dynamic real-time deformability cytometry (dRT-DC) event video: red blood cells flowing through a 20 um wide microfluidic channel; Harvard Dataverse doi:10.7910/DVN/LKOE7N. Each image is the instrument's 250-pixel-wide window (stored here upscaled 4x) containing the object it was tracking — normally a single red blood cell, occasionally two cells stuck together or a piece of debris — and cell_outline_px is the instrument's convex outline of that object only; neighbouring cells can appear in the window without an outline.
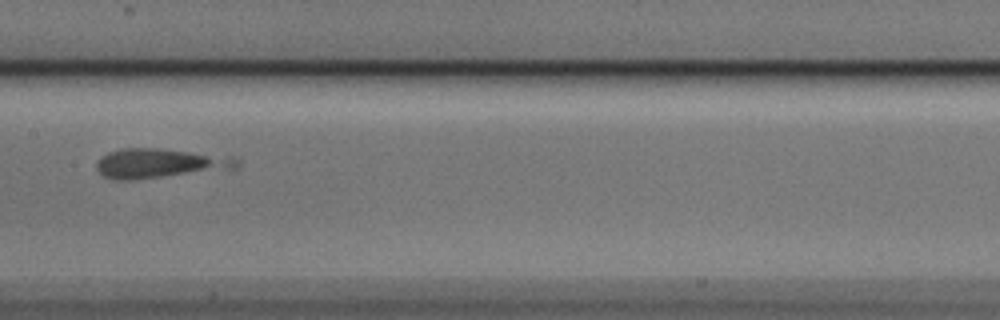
{"species": "Egyptian fruit bat (a non-hibernating species)", "species_latin": "Rousettus aegyptiacus", "temperature_condition": "cold", "stored_images_in_passage": 6, "camera_frame_rate_fps": 3000, "um_per_image_px": 0.085, "animal": {"sex": "male"}, "frame": {"image": 1, "passage_image": 4, "time_ms": 1.0, "image_size_px": [1000, 320], "cell_outline_px": [[240, 168], [132, 180], [112, 180], [104, 176], [96, 168], [96, 164], [100, 156], [108, 152], [120, 148], [160, 148], [236, 156], [240, 160]], "centroid_in_image_um": [13.64, 13.87], "position_along_channel_um": 193.8, "area_um2": 24.68}}